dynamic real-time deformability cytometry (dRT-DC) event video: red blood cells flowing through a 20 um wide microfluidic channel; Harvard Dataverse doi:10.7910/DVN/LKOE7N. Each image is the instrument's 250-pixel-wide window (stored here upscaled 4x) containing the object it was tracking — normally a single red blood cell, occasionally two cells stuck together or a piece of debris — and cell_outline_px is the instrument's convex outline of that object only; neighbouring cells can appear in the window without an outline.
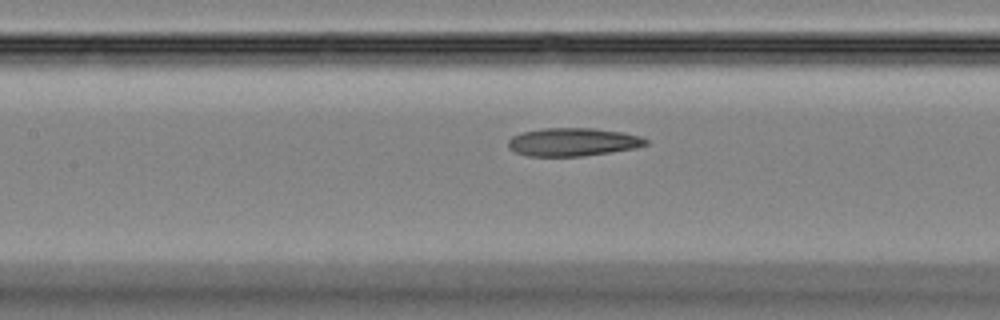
{"species": "Egyptian fruit bat (a non-hibernating species)", "species_latin": "Rousettus aegyptiacus", "temperature_condition": "room temperature", "stored_images_in_passage": 32, "camera_frame_rate_fps": 3000, "um_per_image_px": 0.085, "animal": {"sex": "female"}, "frame": {"image": 1, "passage_image": 8, "time_ms": 2.333, "image_size_px": [1000, 320], "cell_outline_px": [[648, 144], [636, 148], [612, 152], [584, 156], [528, 156], [516, 152], [508, 148], [508, 140], [512, 136], [524, 132], [544, 128], [592, 128], [620, 132], [640, 136], [648, 140]], "centroid_in_image_um": [48.7, 12.08], "position_along_channel_um": 158.7, "area_um2": 22.54}}
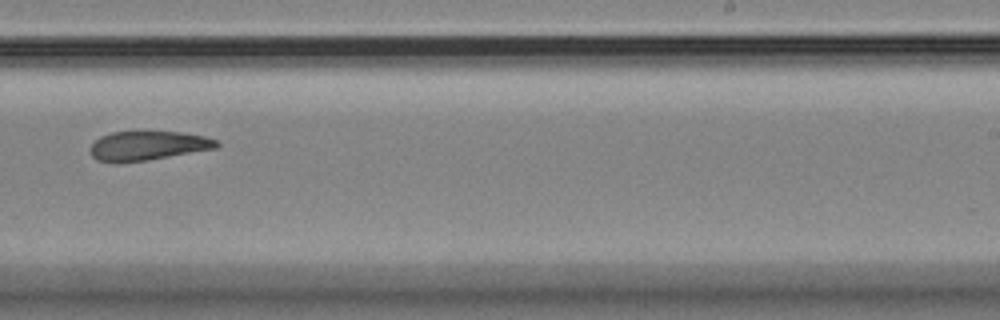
{"frame": {"image": 2, "passage_image": 16, "time_ms": 5.0, "image_size_px": [1000, 320], "cell_outline_px": [[220, 144], [216, 148], [148, 160], [120, 164], [112, 164], [96, 160], [92, 156], [88, 148], [100, 136], [112, 132], [180, 132], [204, 136], [216, 140]], "centroid_in_image_um": [12.49, 12.41], "position_along_channel_um": 276.5, "area_um2": 21.73}}
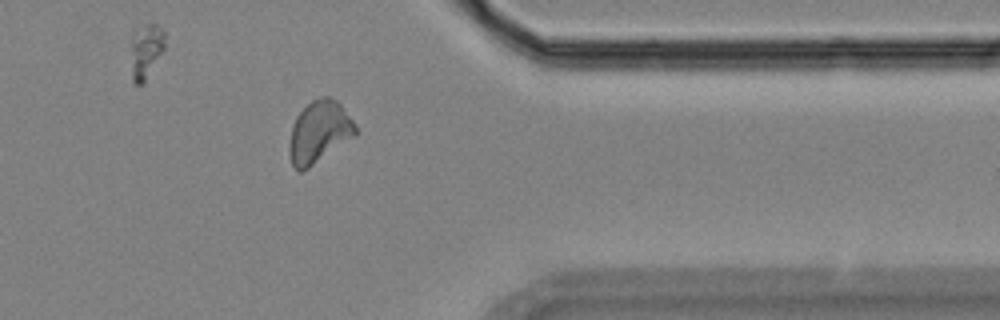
{"frame": {"image": 3, "passage_image": 24, "time_ms": 7.667, "image_size_px": [1000, 320], "cell_outline_px": [[356, 136], [308, 168], [300, 172], [292, 164], [288, 156], [288, 144], [292, 124], [296, 116], [312, 100], [324, 96], [332, 96], [340, 104], [352, 120], [356, 128]], "centroid_in_image_um": [27.1, 11.22], "position_along_channel_um": 384.3, "area_um2": 23.93}}